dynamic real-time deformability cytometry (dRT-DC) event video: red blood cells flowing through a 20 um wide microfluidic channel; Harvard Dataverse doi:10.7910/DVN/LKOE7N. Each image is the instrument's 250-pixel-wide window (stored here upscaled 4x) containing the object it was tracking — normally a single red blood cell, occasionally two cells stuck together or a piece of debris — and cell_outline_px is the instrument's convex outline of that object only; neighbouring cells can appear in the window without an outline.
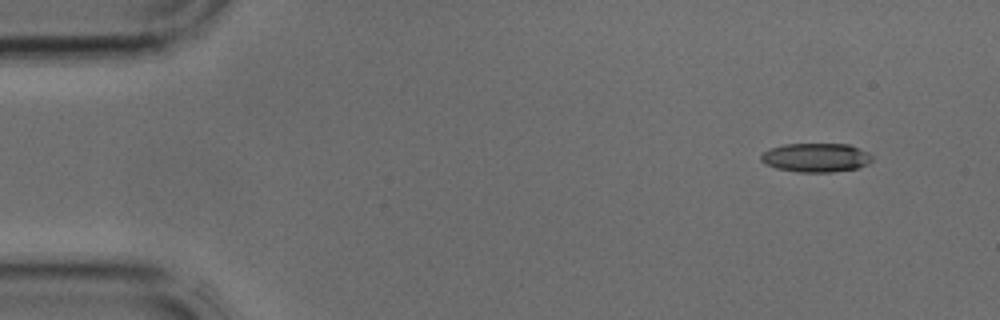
{"species": "common noctule bat (a hibernating species)", "species_latin": "Nyctalus noctula", "temperature_condition": "cold", "stored_images_in_passage": 3, "camera_frame_rate_fps": 3000, "um_per_image_px": 0.085, "animal": {"sex": "male", "body_mass_g": 17.9, "forearm_length_mm": 54.2}, "frame": {"image": 1, "passage_image": 1, "time_ms": 0.0, "image_size_px": [1000, 320], "cell_outline_px": [[872, 160], [868, 164], [856, 168], [832, 172], [796, 172], [776, 168], [764, 164], [760, 160], [760, 156], [764, 152], [772, 148], [784, 144], [848, 144], [868, 152], [872, 156]], "centroid_in_image_um": [69.34, 13.4], "position_along_channel_um": 15.7, "area_um2": 18.73}}